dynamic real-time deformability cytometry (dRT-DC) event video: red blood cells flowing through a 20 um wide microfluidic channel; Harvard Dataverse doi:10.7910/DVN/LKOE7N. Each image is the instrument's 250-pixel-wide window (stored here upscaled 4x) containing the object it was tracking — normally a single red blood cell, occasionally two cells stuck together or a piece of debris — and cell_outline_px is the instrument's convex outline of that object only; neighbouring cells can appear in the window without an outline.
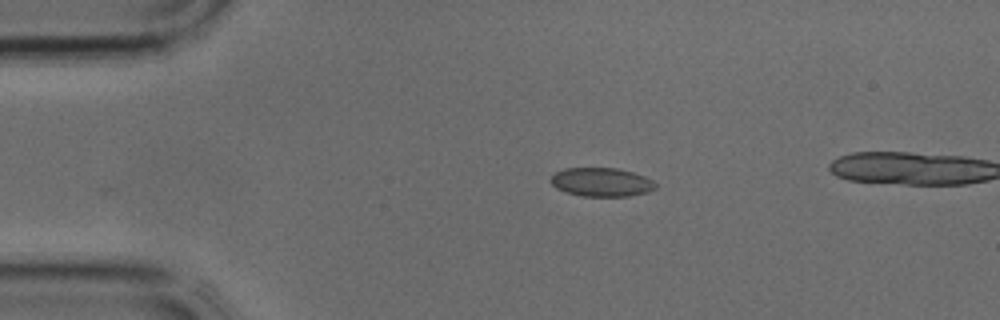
{"species": "common noctule bat (a hibernating species)", "species_latin": "Nyctalus noctula", "temperature_condition": "cold", "stored_images_in_passage": 31, "camera_frame_rate_fps": 3000, "um_per_image_px": 0.085, "animal": {"sex": "male", "body_mass_g": 17.9, "forearm_length_mm": 54.2}, "frame": {"image": 1, "passage_image": 1, "time_ms": 0.0, "image_size_px": [1000, 320], "cell_outline_px": [[656, 188], [648, 192], [628, 196], [580, 196], [556, 188], [548, 180], [556, 172], [564, 168], [616, 168], [632, 172], [644, 176], [652, 180], [656, 184]], "centroid_in_image_um": [51.11, 15.48], "position_along_channel_um": 33.9, "area_um2": 17.51}}
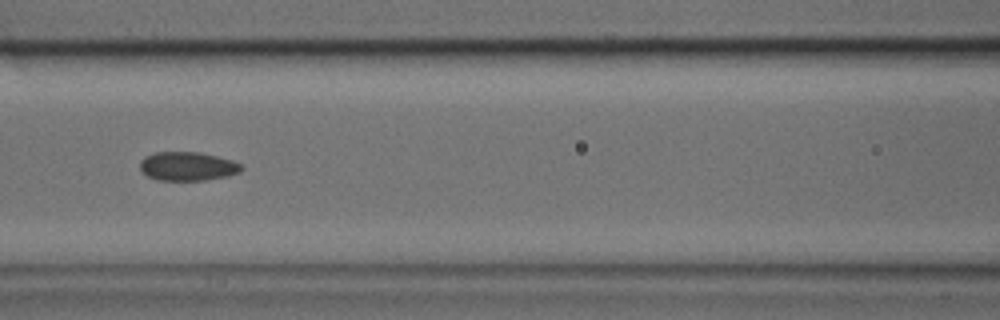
{"frame": {"image": 2, "passage_image": 10, "time_ms": 3.0, "image_size_px": [1000, 320], "cell_outline_px": [[244, 168], [240, 172], [228, 176], [204, 180], [156, 180], [148, 176], [140, 168], [140, 160], [144, 156], [156, 152], [200, 152], [232, 160], [240, 164]], "centroid_in_image_um": [15.94, 14.13], "position_along_channel_um": 150.7, "area_um2": 17.05}}
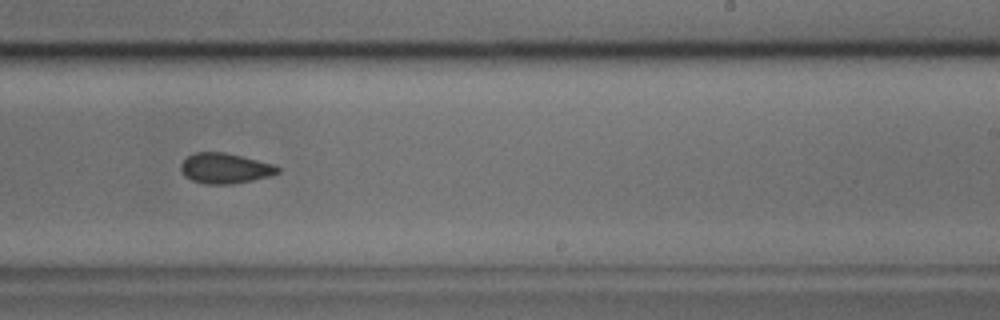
{"frame": {"image": 3, "passage_image": 17, "time_ms": 5.333, "image_size_px": [1000, 320], "cell_outline_px": [[280, 172], [272, 176], [232, 184], [204, 184], [192, 180], [184, 176], [180, 168], [180, 164], [188, 156], [196, 152], [224, 152], [272, 164], [280, 168]], "centroid_in_image_um": [19.11, 14.32], "position_along_channel_um": 269.9, "area_um2": 17.05}}